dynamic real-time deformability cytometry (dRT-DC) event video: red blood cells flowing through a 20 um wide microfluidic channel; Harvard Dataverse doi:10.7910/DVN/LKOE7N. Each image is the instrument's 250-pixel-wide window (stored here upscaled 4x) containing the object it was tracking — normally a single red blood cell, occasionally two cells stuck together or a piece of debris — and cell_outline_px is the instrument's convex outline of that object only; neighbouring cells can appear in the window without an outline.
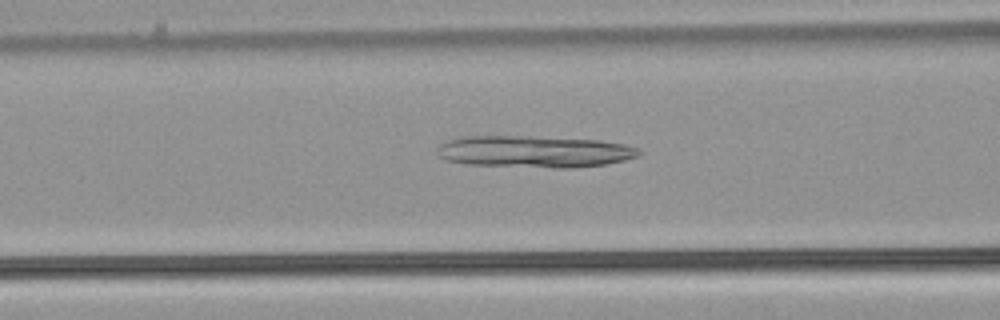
{"species": "common noctule bat (a hibernating species)", "species_latin": "Nyctalus noctula", "temperature_condition": "warm", "stored_images_in_passage": 51, "camera_frame_rate_fps": 3000, "um_per_image_px": 0.085, "animal": {"sex": "male", "body_mass_g": 21.5, "forearm_length_mm": 52.0}, "frame": {"image": 1, "passage_image": 21, "time_ms": 6.667, "image_size_px": [1000, 320], "cell_outline_px": [[640, 156], [624, 160], [604, 164], [572, 168], [552, 168], [468, 164], [448, 160], [440, 156], [436, 152], [436, 148], [440, 144], [448, 140], [460, 136], [528, 136], [600, 140], [624, 144], [636, 148], [640, 152]], "centroid_in_image_um": [45.4, 12.88], "position_along_channel_um": 121.2, "area_um2": 37.45}}
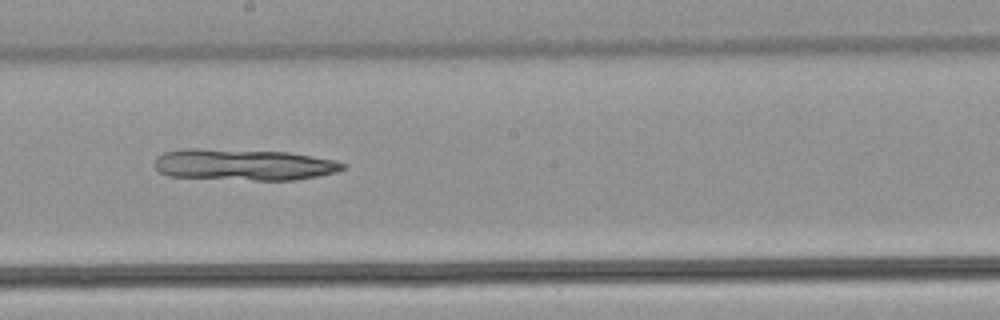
{"frame": {"image": 2, "passage_image": 29, "time_ms": 9.333, "image_size_px": [1000, 320], "cell_outline_px": [[348, 164], [344, 168], [336, 172], [296, 180], [252, 180], [168, 176], [160, 172], [152, 164], [156, 156], [164, 152], [184, 148], [200, 148], [288, 152], [336, 160]], "centroid_in_image_um": [20.68, 13.99], "position_along_channel_um": 227.5, "area_um2": 34.68}}
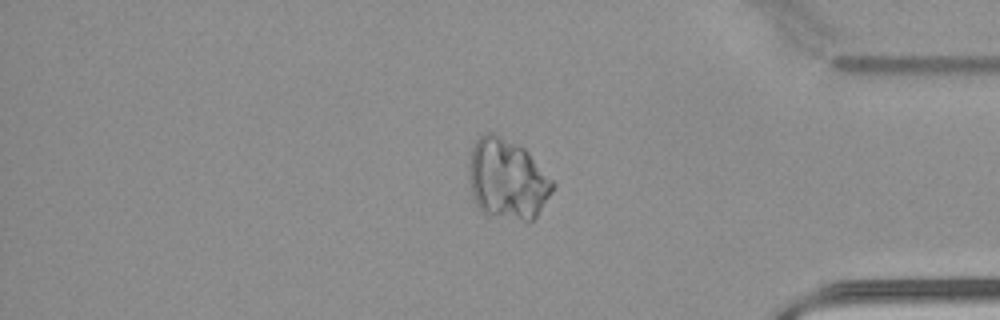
{"frame": {"image": 3, "passage_image": 43, "time_ms": 14.0, "image_size_px": [1000, 320], "cell_outline_px": [[556, 184], [552, 192], [536, 216], [528, 224], [480, 212], [476, 204], [472, 192], [468, 168], [472, 148], [476, 140], [484, 132], [492, 132], [524, 148], [528, 152]], "centroid_in_image_um": [43.12, 15.26], "position_along_channel_um": 392.1, "area_um2": 39.36}}